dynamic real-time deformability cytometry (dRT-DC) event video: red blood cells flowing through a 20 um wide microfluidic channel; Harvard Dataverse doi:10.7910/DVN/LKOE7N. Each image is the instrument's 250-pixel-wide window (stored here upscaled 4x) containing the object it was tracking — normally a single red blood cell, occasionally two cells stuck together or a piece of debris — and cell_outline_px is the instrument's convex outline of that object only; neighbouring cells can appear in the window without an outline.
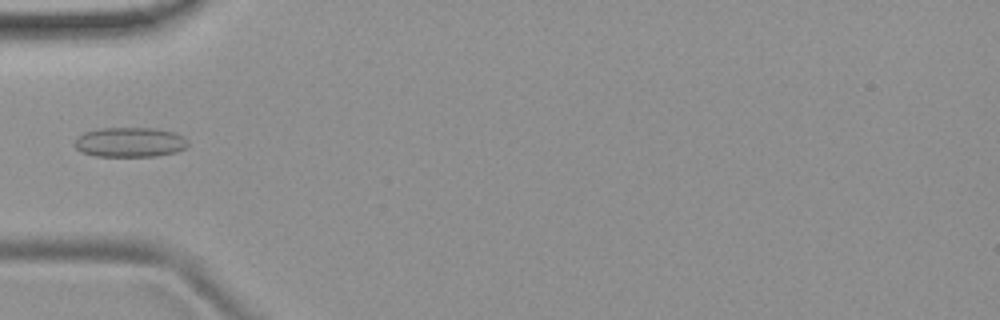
{"species": "common noctule bat (a hibernating species)", "species_latin": "Nyctalus noctula", "temperature_condition": "room temperature", "stored_images_in_passage": 29, "camera_frame_rate_fps": 3000, "um_per_image_px": 0.085, "animal": {"sex": "female", "body_mass_g": 19.9}, "frame": {"image": 1, "passage_image": 1, "time_ms": 0.0, "image_size_px": [1000, 320], "cell_outline_px": [[188, 144], [184, 148], [176, 152], [156, 156], [96, 156], [80, 152], [76, 148], [76, 136], [84, 132], [100, 128], [156, 128], [176, 132], [184, 136], [188, 140]], "centroid_in_image_um": [11.06, 12.08], "position_along_channel_um": 73.9, "area_um2": 19.83}}
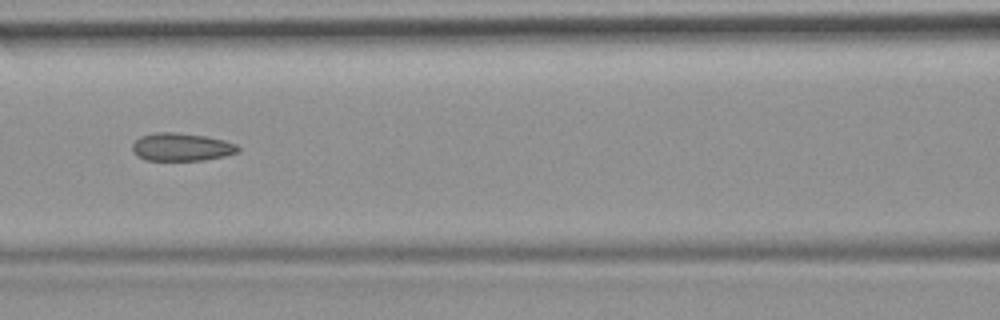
{"frame": {"image": 2, "passage_image": 7, "time_ms": 2.0, "image_size_px": [1000, 320], "cell_outline_px": [[240, 148], [236, 152], [224, 156], [204, 160], [144, 160], [136, 156], [132, 152], [132, 144], [140, 136], [152, 132], [176, 132], [204, 136], [224, 140], [236, 144]], "centroid_in_image_um": [15.37, 12.49], "position_along_channel_um": 151.2, "area_um2": 17.28}}
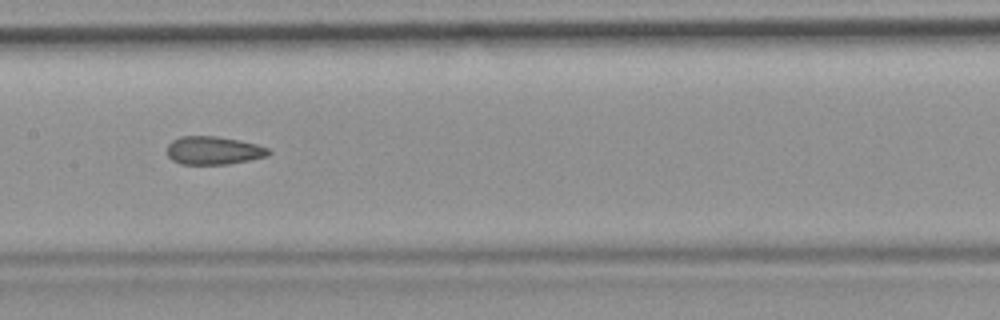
{"frame": {"image": 3, "passage_image": 10, "time_ms": 3.0, "image_size_px": [1000, 320], "cell_outline_px": [[272, 152], [268, 156], [228, 164], [180, 164], [172, 160], [168, 156], [168, 144], [172, 140], [180, 136], [216, 136], [240, 140], [256, 144], [268, 148]], "centroid_in_image_um": [18.15, 12.78], "position_along_channel_um": 189.2, "area_um2": 16.7}}